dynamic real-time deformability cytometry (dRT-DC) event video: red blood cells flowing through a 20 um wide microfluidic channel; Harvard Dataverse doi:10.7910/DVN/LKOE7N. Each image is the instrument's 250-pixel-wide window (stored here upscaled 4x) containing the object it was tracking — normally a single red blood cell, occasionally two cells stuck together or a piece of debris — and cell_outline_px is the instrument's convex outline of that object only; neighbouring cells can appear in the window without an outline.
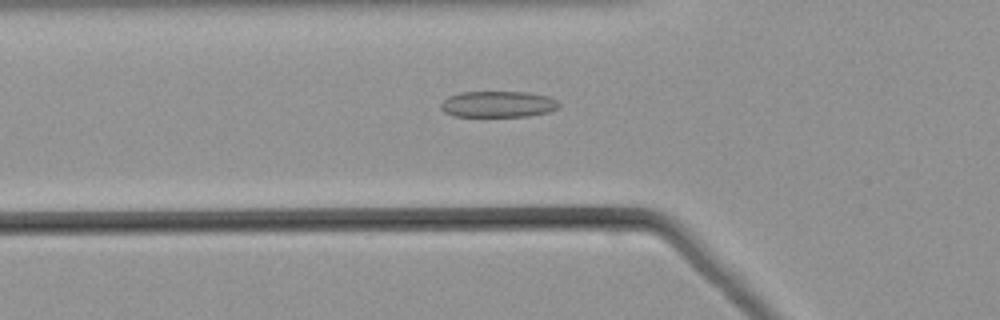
{"species": "common noctule bat (a hibernating species)", "species_latin": "Nyctalus noctula", "temperature_condition": "warm", "stored_images_in_passage": 52, "camera_frame_rate_fps": 3000, "um_per_image_px": 0.085, "animal": {"sex": "male", "body_mass_g": 21.5, "forearm_length_mm": 52.0}, "frame": {"image": 1, "passage_image": 18, "time_ms": 5.667, "image_size_px": [1000, 320], "cell_outline_px": [[560, 104], [556, 108], [548, 112], [528, 116], [452, 116], [444, 112], [440, 108], [440, 104], [448, 96], [460, 92], [528, 92], [548, 96], [556, 100]], "centroid_in_image_um": [42.3, 8.85], "position_along_channel_um": 83.5, "area_um2": 18.03}}
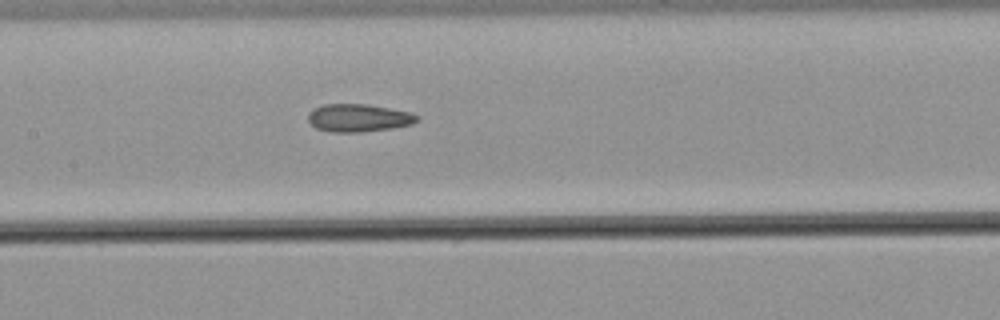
{"frame": {"image": 2, "passage_image": 25, "time_ms": 8.0, "image_size_px": [1000, 320], "cell_outline_px": [[420, 120], [412, 124], [392, 128], [360, 132], [332, 132], [316, 128], [308, 120], [308, 116], [316, 108], [324, 104], [368, 104], [412, 112], [420, 116]], "centroid_in_image_um": [30.55, 10.02], "position_along_channel_um": 176.9, "area_um2": 17.63}}
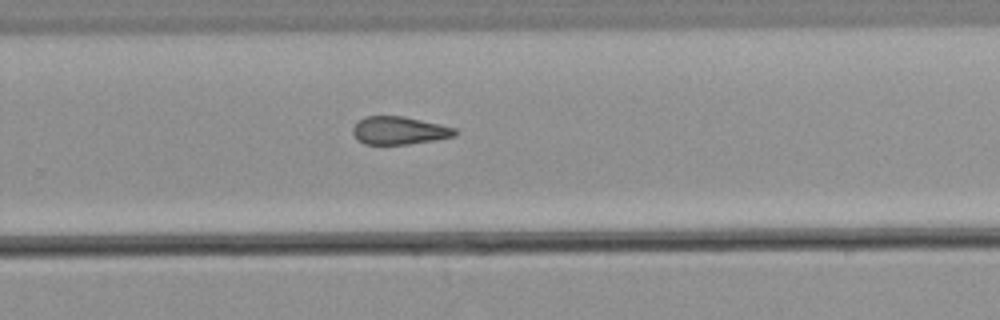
{"frame": {"image": 3, "passage_image": 34, "time_ms": 11.0, "image_size_px": [1000, 320], "cell_outline_px": [[456, 136], [408, 144], [364, 144], [356, 140], [352, 132], [352, 128], [364, 116], [400, 116], [440, 124], [456, 128]], "centroid_in_image_um": [33.9, 11.1], "position_along_channel_um": 295.9, "area_um2": 16.47}}